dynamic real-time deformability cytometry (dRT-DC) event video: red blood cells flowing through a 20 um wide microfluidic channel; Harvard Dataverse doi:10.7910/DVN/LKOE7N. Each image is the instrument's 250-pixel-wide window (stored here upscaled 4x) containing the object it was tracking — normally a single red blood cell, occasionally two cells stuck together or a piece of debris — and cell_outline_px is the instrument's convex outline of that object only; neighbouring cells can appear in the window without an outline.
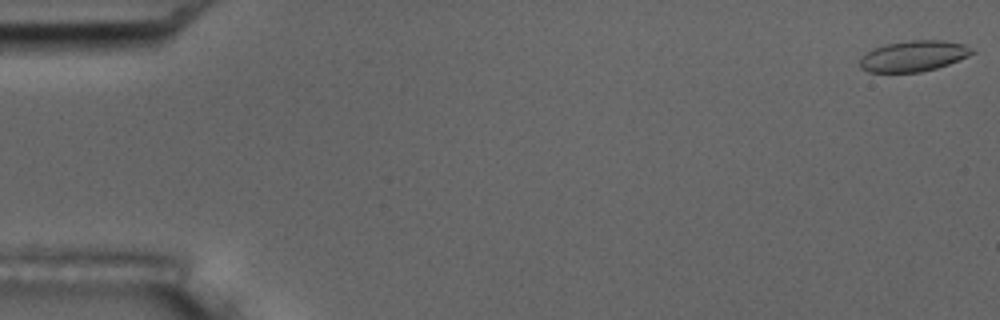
{"species": "common noctule bat (a hibernating species)", "species_latin": "Nyctalus noctula", "temperature_condition": "room temperature", "stored_images_in_passage": 55, "camera_frame_rate_fps": 3000, "um_per_image_px": 0.085, "animal": {"sex": "male", "body_mass_g": 17.5, "forearm_length_mm": 52.3}, "frame": {"image": 1, "passage_image": 1, "time_ms": 0.0, "image_size_px": [1000, 320], "cell_outline_px": [[976, 52], [960, 60], [936, 68], [920, 72], [868, 72], [860, 68], [860, 60], [872, 48], [884, 44], [908, 40], [944, 40], [964, 44], [972, 48]], "centroid_in_image_um": [77.67, 4.75], "position_along_channel_um": 7.3, "area_um2": 20.23}}
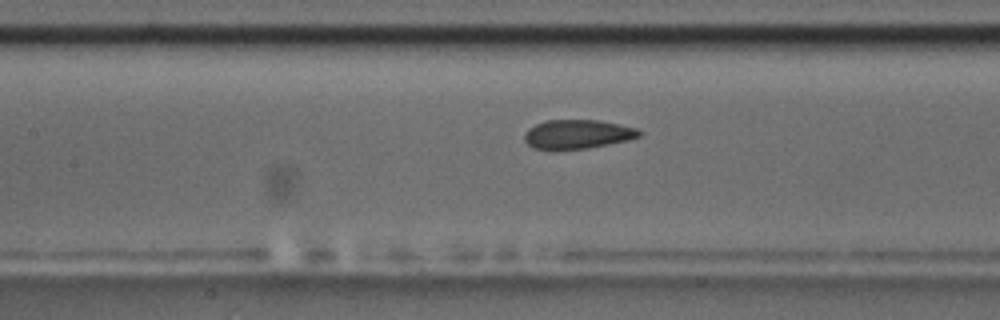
{"frame": {"image": 2, "passage_image": 25, "time_ms": 8.0, "image_size_px": [1000, 320], "cell_outline_px": [[640, 136], [628, 140], [588, 148], [532, 148], [524, 140], [524, 132], [528, 128], [536, 124], [548, 120], [600, 120], [620, 124], [636, 128], [640, 132]], "centroid_in_image_um": [49.08, 11.39], "position_along_channel_um": 158.3, "area_um2": 19.13}}
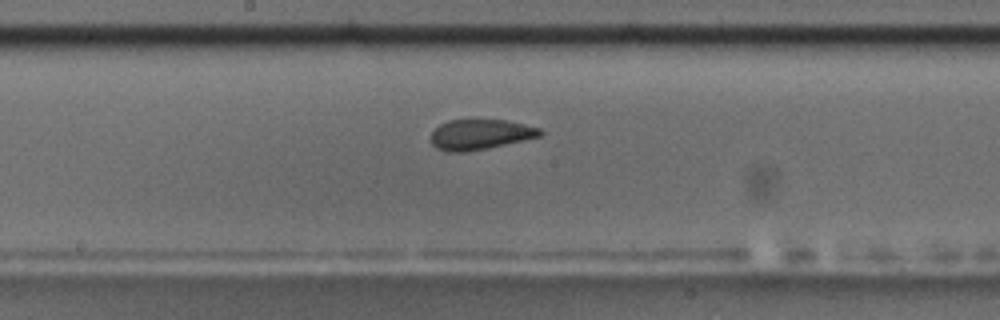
{"frame": {"image": 3, "passage_image": 29, "time_ms": 9.333, "image_size_px": [1000, 320], "cell_outline_px": [[544, 132], [540, 136], [524, 140], [488, 148], [464, 152], [444, 152], [436, 148], [432, 144], [432, 132], [440, 124], [448, 120], [468, 116], [472, 116], [504, 120], [524, 124], [540, 128]], "centroid_in_image_um": [40.79, 11.38], "position_along_channel_um": 207.4, "area_um2": 20.06}, "authors_computed_cell_mechanics": {"area_um2": 20.2878, "velocity_mm_per_s": 3.7068, "shape_relaxation_time_tau1_ms": 8.3894, "shape_relaxation_time_tau2_ms": 1.3118, "deformation_change_tau1": 0.1484, "deformation_change_tau2": 0.0771}}